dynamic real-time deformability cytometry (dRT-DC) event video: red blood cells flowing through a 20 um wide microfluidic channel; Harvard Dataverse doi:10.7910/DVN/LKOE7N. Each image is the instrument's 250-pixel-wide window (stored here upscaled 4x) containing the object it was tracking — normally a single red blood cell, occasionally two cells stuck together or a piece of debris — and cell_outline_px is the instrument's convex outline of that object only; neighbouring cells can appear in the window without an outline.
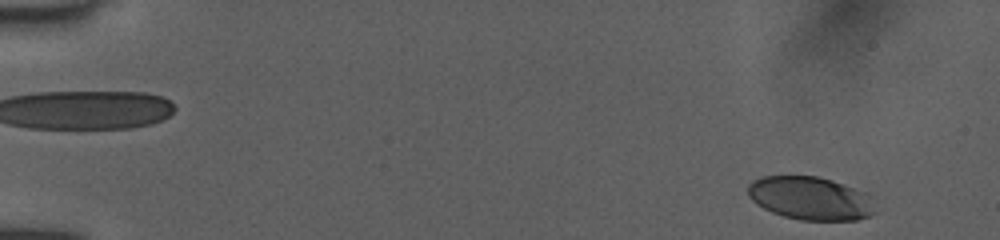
{"species": "human", "species_latin": "Homo sapiens", "temperature_condition": "room temperature", "stored_images_in_passage": 50, "camera_frame_rate_fps": 3000, "um_per_image_px": 0.085, "donor": {"sex": "female"}, "frame": {"image": 1, "passage_image": 2, "time_ms": 0.333, "image_size_px": [1000, 240], "cell_outline_px": [[876, 212], [868, 216], [856, 220], [800, 220], [784, 216], [772, 212], [756, 204], [748, 196], [748, 184], [752, 180], [760, 176], [816, 176], [832, 180], [868, 192]], "centroid_in_image_um": [68.88, 16.84], "position_along_channel_um": 16.1, "area_um2": 32.25}}
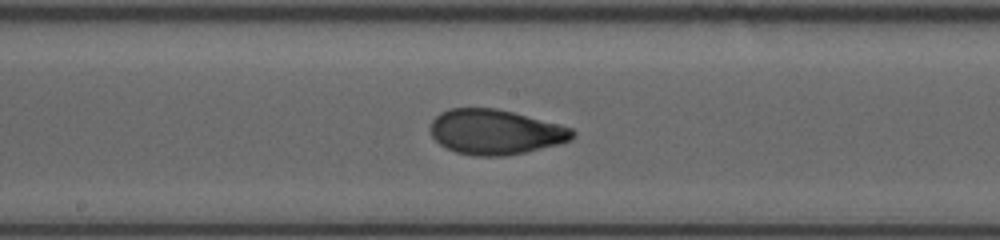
{"frame": {"image": 2, "passage_image": 27, "time_ms": 8.667, "image_size_px": [1000, 240], "cell_outline_px": [[576, 136], [572, 140], [524, 152], [504, 156], [476, 156], [456, 152], [440, 144], [432, 136], [428, 128], [432, 120], [440, 112], [448, 108], [496, 108], [512, 112], [572, 128], [576, 132]], "centroid_in_image_um": [42.07, 11.21], "position_along_channel_um": 206.1, "area_um2": 37.11}}
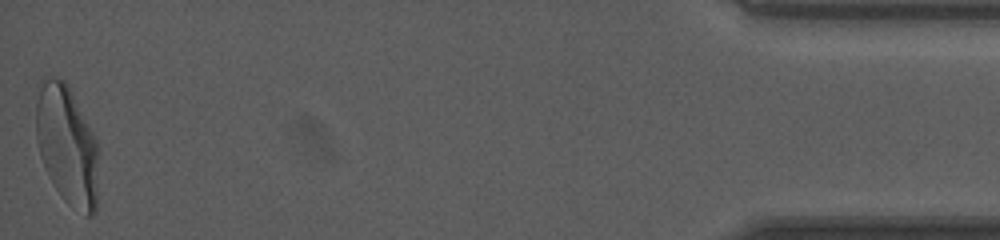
{"frame": {"image": 3, "passage_image": 50, "time_ms": 16.333, "image_size_px": [1000, 240], "cell_outline_px": [[100, 148], [96, 212], [92, 216], [88, 216], [68, 204], [60, 196], [48, 176], [40, 156], [36, 140], [36, 104], [40, 88], [44, 80], [52, 76], [64, 80], [92, 132]], "centroid_in_image_um": [5.72, 12.43], "position_along_channel_um": 429.5, "area_um2": 43.52}, "authors_computed_cell_mechanics": {"area_um2": 36.8186, "velocity_mm_per_s": 4.0125, "shape_relaxation_time_tau1_ms": 3.6136, "shape_relaxation_time_tau2_ms": 0.6985, "deformation_change_tau1": 0.1903, "deformation_change_tau2": 0.051}}